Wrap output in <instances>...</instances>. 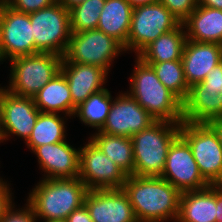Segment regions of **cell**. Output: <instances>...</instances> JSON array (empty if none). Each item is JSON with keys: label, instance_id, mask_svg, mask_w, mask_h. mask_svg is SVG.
Segmentation results:
<instances>
[{"label": "cell", "instance_id": "cell-1", "mask_svg": "<svg viewBox=\"0 0 222 222\" xmlns=\"http://www.w3.org/2000/svg\"><path fill=\"white\" fill-rule=\"evenodd\" d=\"M122 189L138 222L177 221L181 192L162 177L130 175Z\"/></svg>", "mask_w": 222, "mask_h": 222}, {"label": "cell", "instance_id": "cell-2", "mask_svg": "<svg viewBox=\"0 0 222 222\" xmlns=\"http://www.w3.org/2000/svg\"><path fill=\"white\" fill-rule=\"evenodd\" d=\"M88 189L77 178L46 179L43 178L30 191L27 201L34 209L38 220H66L70 213L84 204Z\"/></svg>", "mask_w": 222, "mask_h": 222}, {"label": "cell", "instance_id": "cell-3", "mask_svg": "<svg viewBox=\"0 0 222 222\" xmlns=\"http://www.w3.org/2000/svg\"><path fill=\"white\" fill-rule=\"evenodd\" d=\"M136 59L129 94L156 121L183 122V102L159 81L150 65Z\"/></svg>", "mask_w": 222, "mask_h": 222}, {"label": "cell", "instance_id": "cell-4", "mask_svg": "<svg viewBox=\"0 0 222 222\" xmlns=\"http://www.w3.org/2000/svg\"><path fill=\"white\" fill-rule=\"evenodd\" d=\"M180 124L155 121L148 128L131 136L134 174L161 176L170 145L180 135Z\"/></svg>", "mask_w": 222, "mask_h": 222}, {"label": "cell", "instance_id": "cell-5", "mask_svg": "<svg viewBox=\"0 0 222 222\" xmlns=\"http://www.w3.org/2000/svg\"><path fill=\"white\" fill-rule=\"evenodd\" d=\"M63 57L53 53L18 56L10 60V84L6 90L34 97L57 73Z\"/></svg>", "mask_w": 222, "mask_h": 222}, {"label": "cell", "instance_id": "cell-6", "mask_svg": "<svg viewBox=\"0 0 222 222\" xmlns=\"http://www.w3.org/2000/svg\"><path fill=\"white\" fill-rule=\"evenodd\" d=\"M35 54L53 53L64 56L70 36V11L58 1L30 13Z\"/></svg>", "mask_w": 222, "mask_h": 222}, {"label": "cell", "instance_id": "cell-7", "mask_svg": "<svg viewBox=\"0 0 222 222\" xmlns=\"http://www.w3.org/2000/svg\"><path fill=\"white\" fill-rule=\"evenodd\" d=\"M180 136L188 143L203 178L222 185V144L207 123L181 122Z\"/></svg>", "mask_w": 222, "mask_h": 222}, {"label": "cell", "instance_id": "cell-8", "mask_svg": "<svg viewBox=\"0 0 222 222\" xmlns=\"http://www.w3.org/2000/svg\"><path fill=\"white\" fill-rule=\"evenodd\" d=\"M124 47L113 37L97 29L71 33L62 62L99 66L109 73L110 65Z\"/></svg>", "mask_w": 222, "mask_h": 222}, {"label": "cell", "instance_id": "cell-9", "mask_svg": "<svg viewBox=\"0 0 222 222\" xmlns=\"http://www.w3.org/2000/svg\"><path fill=\"white\" fill-rule=\"evenodd\" d=\"M180 22L161 3L133 8L126 51H135L136 56L160 35L175 29Z\"/></svg>", "mask_w": 222, "mask_h": 222}, {"label": "cell", "instance_id": "cell-10", "mask_svg": "<svg viewBox=\"0 0 222 222\" xmlns=\"http://www.w3.org/2000/svg\"><path fill=\"white\" fill-rule=\"evenodd\" d=\"M222 116V63L210 70L202 82L189 87L183 101V122L208 123Z\"/></svg>", "mask_w": 222, "mask_h": 222}, {"label": "cell", "instance_id": "cell-11", "mask_svg": "<svg viewBox=\"0 0 222 222\" xmlns=\"http://www.w3.org/2000/svg\"><path fill=\"white\" fill-rule=\"evenodd\" d=\"M79 178L88 190L122 189L127 175L91 140L79 148Z\"/></svg>", "mask_w": 222, "mask_h": 222}, {"label": "cell", "instance_id": "cell-12", "mask_svg": "<svg viewBox=\"0 0 222 222\" xmlns=\"http://www.w3.org/2000/svg\"><path fill=\"white\" fill-rule=\"evenodd\" d=\"M0 55L9 60L35 55V43L30 16L0 2Z\"/></svg>", "mask_w": 222, "mask_h": 222}, {"label": "cell", "instance_id": "cell-13", "mask_svg": "<svg viewBox=\"0 0 222 222\" xmlns=\"http://www.w3.org/2000/svg\"><path fill=\"white\" fill-rule=\"evenodd\" d=\"M160 177L181 193L210 186L201 175L190 146L180 135L169 147L165 167Z\"/></svg>", "mask_w": 222, "mask_h": 222}, {"label": "cell", "instance_id": "cell-14", "mask_svg": "<svg viewBox=\"0 0 222 222\" xmlns=\"http://www.w3.org/2000/svg\"><path fill=\"white\" fill-rule=\"evenodd\" d=\"M39 113L33 97L18 96L3 88L0 93V142L6 140L10 133L26 142Z\"/></svg>", "mask_w": 222, "mask_h": 222}, {"label": "cell", "instance_id": "cell-15", "mask_svg": "<svg viewBox=\"0 0 222 222\" xmlns=\"http://www.w3.org/2000/svg\"><path fill=\"white\" fill-rule=\"evenodd\" d=\"M155 121L127 91L112 100L105 124L99 131L131 138L133 134L148 128Z\"/></svg>", "mask_w": 222, "mask_h": 222}, {"label": "cell", "instance_id": "cell-16", "mask_svg": "<svg viewBox=\"0 0 222 222\" xmlns=\"http://www.w3.org/2000/svg\"><path fill=\"white\" fill-rule=\"evenodd\" d=\"M84 205L93 222H138L123 189L88 190Z\"/></svg>", "mask_w": 222, "mask_h": 222}, {"label": "cell", "instance_id": "cell-17", "mask_svg": "<svg viewBox=\"0 0 222 222\" xmlns=\"http://www.w3.org/2000/svg\"><path fill=\"white\" fill-rule=\"evenodd\" d=\"M38 157L39 167L46 179L77 178L79 176L80 149L74 148L67 141L46 144L33 151Z\"/></svg>", "mask_w": 222, "mask_h": 222}, {"label": "cell", "instance_id": "cell-18", "mask_svg": "<svg viewBox=\"0 0 222 222\" xmlns=\"http://www.w3.org/2000/svg\"><path fill=\"white\" fill-rule=\"evenodd\" d=\"M60 71L67 79L72 98V116L76 107L91 94L104 89L108 73L99 66L61 62Z\"/></svg>", "mask_w": 222, "mask_h": 222}, {"label": "cell", "instance_id": "cell-19", "mask_svg": "<svg viewBox=\"0 0 222 222\" xmlns=\"http://www.w3.org/2000/svg\"><path fill=\"white\" fill-rule=\"evenodd\" d=\"M222 45L187 40L181 62L188 86L202 82L208 72L221 63Z\"/></svg>", "mask_w": 222, "mask_h": 222}, {"label": "cell", "instance_id": "cell-20", "mask_svg": "<svg viewBox=\"0 0 222 222\" xmlns=\"http://www.w3.org/2000/svg\"><path fill=\"white\" fill-rule=\"evenodd\" d=\"M216 185L181 193L176 222H217Z\"/></svg>", "mask_w": 222, "mask_h": 222}, {"label": "cell", "instance_id": "cell-21", "mask_svg": "<svg viewBox=\"0 0 222 222\" xmlns=\"http://www.w3.org/2000/svg\"><path fill=\"white\" fill-rule=\"evenodd\" d=\"M182 24L187 40L222 45V10L198 5Z\"/></svg>", "mask_w": 222, "mask_h": 222}, {"label": "cell", "instance_id": "cell-22", "mask_svg": "<svg viewBox=\"0 0 222 222\" xmlns=\"http://www.w3.org/2000/svg\"><path fill=\"white\" fill-rule=\"evenodd\" d=\"M133 7L127 0H106L97 30L117 40L126 51Z\"/></svg>", "mask_w": 222, "mask_h": 222}, {"label": "cell", "instance_id": "cell-23", "mask_svg": "<svg viewBox=\"0 0 222 222\" xmlns=\"http://www.w3.org/2000/svg\"><path fill=\"white\" fill-rule=\"evenodd\" d=\"M184 25L180 23L175 29L160 35L147 45L138 55L144 63L153 64L165 61L181 60L187 41Z\"/></svg>", "mask_w": 222, "mask_h": 222}, {"label": "cell", "instance_id": "cell-24", "mask_svg": "<svg viewBox=\"0 0 222 222\" xmlns=\"http://www.w3.org/2000/svg\"><path fill=\"white\" fill-rule=\"evenodd\" d=\"M40 112L72 116V98L67 79L60 71L33 97Z\"/></svg>", "mask_w": 222, "mask_h": 222}, {"label": "cell", "instance_id": "cell-25", "mask_svg": "<svg viewBox=\"0 0 222 222\" xmlns=\"http://www.w3.org/2000/svg\"><path fill=\"white\" fill-rule=\"evenodd\" d=\"M98 132V133H97ZM90 140L127 175L134 174V154L130 137L97 131Z\"/></svg>", "mask_w": 222, "mask_h": 222}, {"label": "cell", "instance_id": "cell-26", "mask_svg": "<svg viewBox=\"0 0 222 222\" xmlns=\"http://www.w3.org/2000/svg\"><path fill=\"white\" fill-rule=\"evenodd\" d=\"M63 119L56 113L40 112L26 146L33 151L41 145L65 141L66 123Z\"/></svg>", "mask_w": 222, "mask_h": 222}, {"label": "cell", "instance_id": "cell-27", "mask_svg": "<svg viewBox=\"0 0 222 222\" xmlns=\"http://www.w3.org/2000/svg\"><path fill=\"white\" fill-rule=\"evenodd\" d=\"M112 96L108 89L104 88L91 94L84 102L80 103L73 116L79 117L86 126L96 128L99 131L105 124L112 104Z\"/></svg>", "mask_w": 222, "mask_h": 222}, {"label": "cell", "instance_id": "cell-28", "mask_svg": "<svg viewBox=\"0 0 222 222\" xmlns=\"http://www.w3.org/2000/svg\"><path fill=\"white\" fill-rule=\"evenodd\" d=\"M156 73L159 81L182 102L186 99L189 86L185 80L181 60L148 64Z\"/></svg>", "mask_w": 222, "mask_h": 222}, {"label": "cell", "instance_id": "cell-29", "mask_svg": "<svg viewBox=\"0 0 222 222\" xmlns=\"http://www.w3.org/2000/svg\"><path fill=\"white\" fill-rule=\"evenodd\" d=\"M105 2L106 0H85L72 7L69 10L71 33L96 29Z\"/></svg>", "mask_w": 222, "mask_h": 222}, {"label": "cell", "instance_id": "cell-30", "mask_svg": "<svg viewBox=\"0 0 222 222\" xmlns=\"http://www.w3.org/2000/svg\"><path fill=\"white\" fill-rule=\"evenodd\" d=\"M180 22L183 23L198 6V0H159Z\"/></svg>", "mask_w": 222, "mask_h": 222}, {"label": "cell", "instance_id": "cell-31", "mask_svg": "<svg viewBox=\"0 0 222 222\" xmlns=\"http://www.w3.org/2000/svg\"><path fill=\"white\" fill-rule=\"evenodd\" d=\"M24 209L14 210V204H11L5 211L0 222H36L38 219L35 215L34 209L27 201ZM14 208V209H13Z\"/></svg>", "mask_w": 222, "mask_h": 222}, {"label": "cell", "instance_id": "cell-32", "mask_svg": "<svg viewBox=\"0 0 222 222\" xmlns=\"http://www.w3.org/2000/svg\"><path fill=\"white\" fill-rule=\"evenodd\" d=\"M57 0H6L5 3L13 10L30 14L48 7Z\"/></svg>", "mask_w": 222, "mask_h": 222}, {"label": "cell", "instance_id": "cell-33", "mask_svg": "<svg viewBox=\"0 0 222 222\" xmlns=\"http://www.w3.org/2000/svg\"><path fill=\"white\" fill-rule=\"evenodd\" d=\"M10 189L9 184L0 178V221L6 209L13 203L11 200L12 193L10 192Z\"/></svg>", "mask_w": 222, "mask_h": 222}, {"label": "cell", "instance_id": "cell-34", "mask_svg": "<svg viewBox=\"0 0 222 222\" xmlns=\"http://www.w3.org/2000/svg\"><path fill=\"white\" fill-rule=\"evenodd\" d=\"M67 222H93L86 206L83 204L80 208L72 211L66 219Z\"/></svg>", "mask_w": 222, "mask_h": 222}, {"label": "cell", "instance_id": "cell-35", "mask_svg": "<svg viewBox=\"0 0 222 222\" xmlns=\"http://www.w3.org/2000/svg\"><path fill=\"white\" fill-rule=\"evenodd\" d=\"M216 208L217 222H222V185H216Z\"/></svg>", "mask_w": 222, "mask_h": 222}, {"label": "cell", "instance_id": "cell-36", "mask_svg": "<svg viewBox=\"0 0 222 222\" xmlns=\"http://www.w3.org/2000/svg\"><path fill=\"white\" fill-rule=\"evenodd\" d=\"M207 124L217 134V137L220 140V143L222 144V116L210 120Z\"/></svg>", "mask_w": 222, "mask_h": 222}, {"label": "cell", "instance_id": "cell-37", "mask_svg": "<svg viewBox=\"0 0 222 222\" xmlns=\"http://www.w3.org/2000/svg\"><path fill=\"white\" fill-rule=\"evenodd\" d=\"M198 5L222 10V0H198Z\"/></svg>", "mask_w": 222, "mask_h": 222}, {"label": "cell", "instance_id": "cell-38", "mask_svg": "<svg viewBox=\"0 0 222 222\" xmlns=\"http://www.w3.org/2000/svg\"><path fill=\"white\" fill-rule=\"evenodd\" d=\"M61 5H63L66 9L70 10L72 7L81 4L85 0H57Z\"/></svg>", "mask_w": 222, "mask_h": 222}, {"label": "cell", "instance_id": "cell-39", "mask_svg": "<svg viewBox=\"0 0 222 222\" xmlns=\"http://www.w3.org/2000/svg\"><path fill=\"white\" fill-rule=\"evenodd\" d=\"M127 1L131 4L133 8L141 5L159 2V0H127Z\"/></svg>", "mask_w": 222, "mask_h": 222}, {"label": "cell", "instance_id": "cell-40", "mask_svg": "<svg viewBox=\"0 0 222 222\" xmlns=\"http://www.w3.org/2000/svg\"><path fill=\"white\" fill-rule=\"evenodd\" d=\"M48 222H67L66 220H55V221H48Z\"/></svg>", "mask_w": 222, "mask_h": 222}]
</instances>
